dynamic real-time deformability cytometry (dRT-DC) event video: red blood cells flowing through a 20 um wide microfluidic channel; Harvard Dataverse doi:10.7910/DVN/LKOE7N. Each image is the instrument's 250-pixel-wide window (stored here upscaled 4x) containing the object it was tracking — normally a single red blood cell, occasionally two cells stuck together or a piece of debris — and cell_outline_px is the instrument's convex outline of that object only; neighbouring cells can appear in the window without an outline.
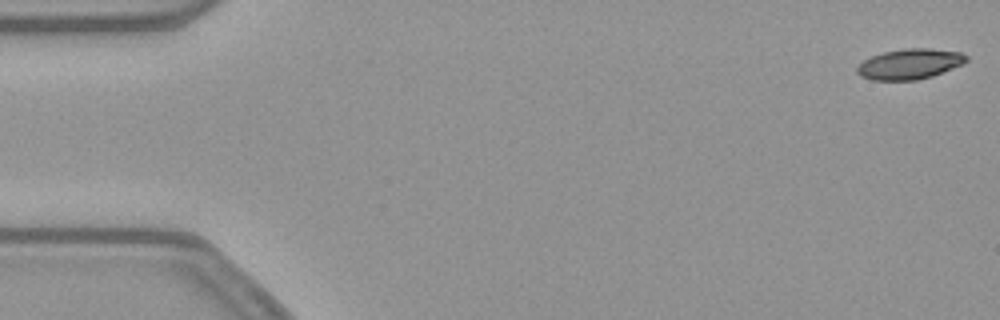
{"species": "common noctule bat (a hibernating species)", "species_latin": "Nyctalus noctula", "temperature_condition": "warm", "stored_images_in_passage": 53, "camera_frame_rate_fps": 3000, "um_per_image_px": 0.085, "animal": {"sex": "female", "body_mass_g": 21.9}, "frame": {"image": 1, "passage_image": 1, "time_ms": 0.0, "image_size_px": [1000, 320], "cell_outline_px": [[968, 60], [964, 64], [932, 76], [916, 80], [872, 80], [860, 76], [856, 72], [856, 68], [864, 60], [872, 56], [884, 52], [904, 48], [932, 48], [960, 52], [968, 56]], "centroid_in_image_um": [77.34, 5.44], "position_along_channel_um": 7.7, "area_um2": 19.42}}
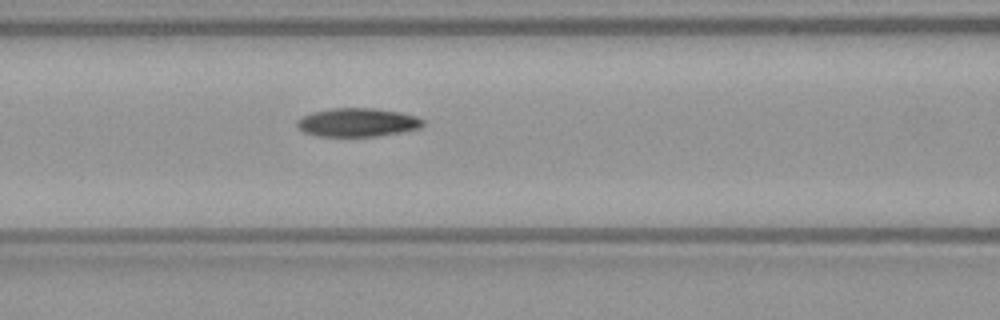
{"frame": {"image": 2, "passage_image": 22, "time_ms": 7.0, "image_size_px": [1000, 320], "cell_outline_px": [[424, 124], [420, 128], [400, 132], [376, 136], [316, 136], [304, 132], [296, 124], [296, 120], [300, 116], [312, 112], [332, 108], [376, 108], [400, 112], [416, 116], [424, 120]], "centroid_in_image_um": [30.37, 10.39], "position_along_channel_um": 136.2, "area_um2": 21.04}}
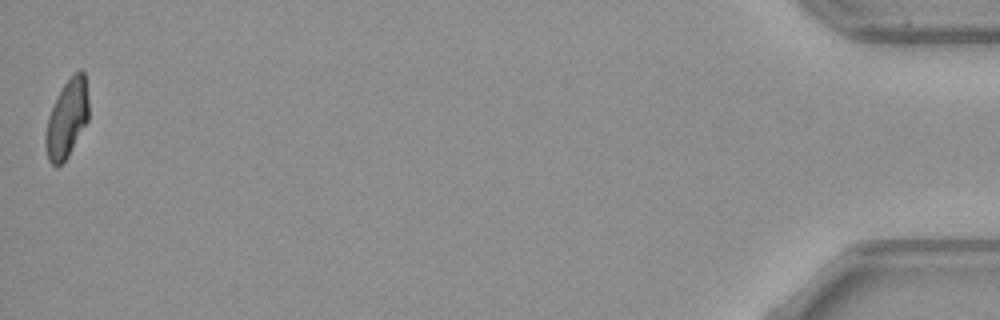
{"frame": {"image": 3, "passage_image": 53, "time_ms": 17.333, "image_size_px": [1000, 320], "cell_outline_px": [[88, 120], [68, 156], [56, 168], [48, 160], [44, 144], [44, 136], [48, 116], [64, 84], [80, 68], [84, 72], [88, 100]], "centroid_in_image_um": [5.67, 10.13], "position_along_channel_um": 429.5, "area_um2": 19.36}}